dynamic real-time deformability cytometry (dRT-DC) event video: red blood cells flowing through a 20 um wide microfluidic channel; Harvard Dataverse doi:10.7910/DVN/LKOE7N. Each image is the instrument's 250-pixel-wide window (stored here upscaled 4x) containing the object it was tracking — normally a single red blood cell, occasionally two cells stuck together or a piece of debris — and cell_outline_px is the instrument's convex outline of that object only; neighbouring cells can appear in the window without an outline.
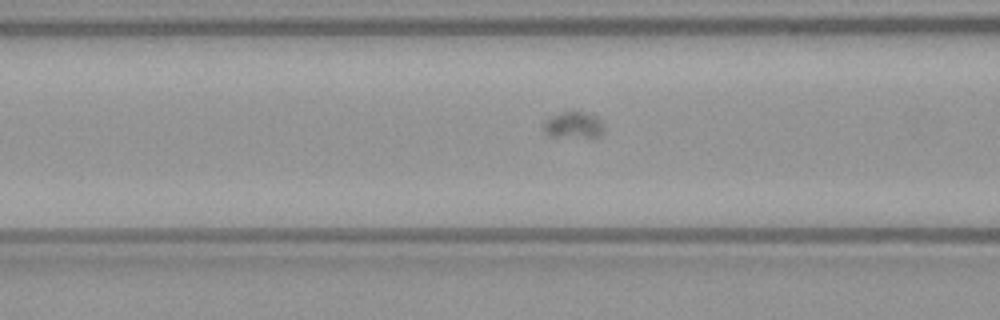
{"species": "common noctule bat (a hibernating species)", "species_latin": "Nyctalus noctula", "temperature_condition": "warm", "stored_images_in_passage": 56, "camera_frame_rate_fps": 3000, "um_per_image_px": 0.085, "animal": {"sex": "female", "body_mass_g": 21.9}, "frame": {"image": 1, "passage_image": 24, "time_ms": 7.667, "image_size_px": [1000, 320], "cell_outline_px": [[604, 132], [592, 140], [548, 136], [544, 132], [544, 120], [560, 112], [572, 108], [596, 116], [604, 124]], "centroid_in_image_um": [48.78, 10.65], "position_along_channel_um": 117.8, "area_um2": 10.23}}